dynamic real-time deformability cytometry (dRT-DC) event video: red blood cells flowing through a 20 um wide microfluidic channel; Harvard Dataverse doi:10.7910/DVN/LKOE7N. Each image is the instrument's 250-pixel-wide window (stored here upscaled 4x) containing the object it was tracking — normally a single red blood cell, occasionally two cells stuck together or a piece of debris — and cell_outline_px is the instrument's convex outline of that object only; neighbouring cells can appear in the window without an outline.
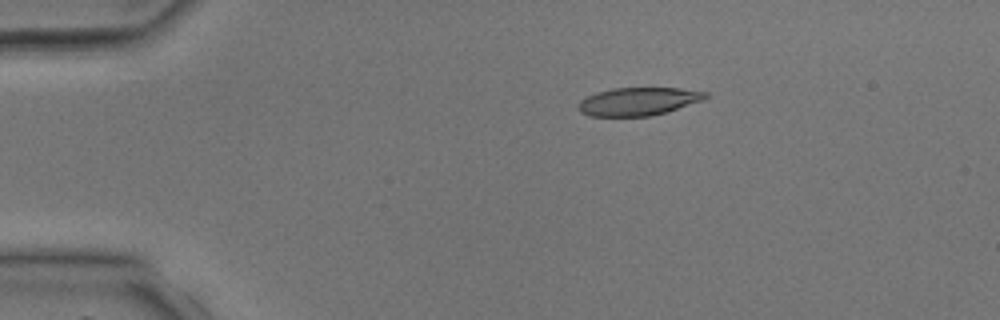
{"species": "common noctule bat (a hibernating species)", "species_latin": "Nyctalus noctula", "temperature_condition": "room temperature", "stored_images_in_passage": 5, "camera_frame_rate_fps": 3000, "um_per_image_px": 0.085, "animal": {"sex": "male", "body_mass_g": 17.9, "forearm_length_mm": 54.2}, "frame": {"image": 1, "passage_image": 3, "time_ms": 2.333, "image_size_px": [1000, 320], "cell_outline_px": [[708, 96], [704, 100], [668, 112], [652, 116], [588, 116], [580, 112], [576, 108], [580, 100], [596, 92], [612, 88], [680, 88], [708, 92]], "centroid_in_image_um": [54.26, 8.63], "position_along_channel_um": 30.7, "area_um2": 21.04}}